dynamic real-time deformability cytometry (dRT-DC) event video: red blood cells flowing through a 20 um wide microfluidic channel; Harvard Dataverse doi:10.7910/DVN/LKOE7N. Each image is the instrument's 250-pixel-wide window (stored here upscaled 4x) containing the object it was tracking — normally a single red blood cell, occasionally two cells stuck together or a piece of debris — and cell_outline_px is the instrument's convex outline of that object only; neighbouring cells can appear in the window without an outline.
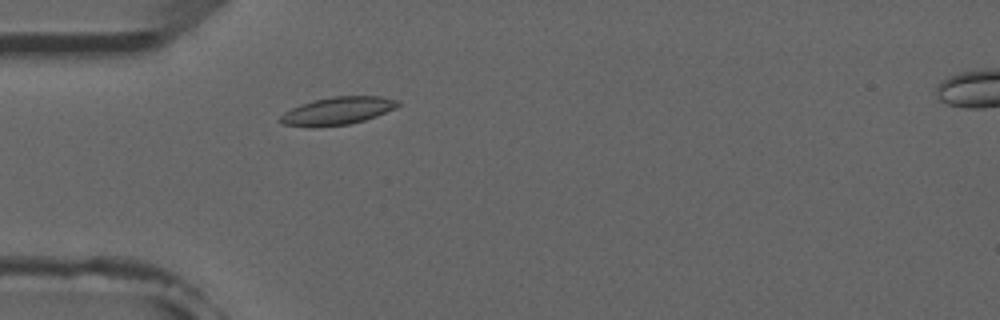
{"species": "common noctule bat (a hibernating species)", "species_latin": "Nyctalus noctula", "temperature_condition": "room temperature", "stored_images_in_passage": 42, "camera_frame_rate_fps": 3000, "um_per_image_px": 0.085, "animal": {"sex": "male", "forearm_length_mm": 52.5}, "frame": {"image": 1, "passage_image": 5, "time_ms": 1.333, "image_size_px": [1000, 320], "cell_outline_px": [[400, 104], [396, 108], [376, 116], [364, 120], [348, 124], [316, 128], [308, 128], [280, 124], [276, 120], [284, 112], [300, 104], [312, 100], [332, 96], [380, 96], [400, 100]], "centroid_in_image_um": [28.63, 9.44], "position_along_channel_um": 56.4, "area_um2": 19.48}}
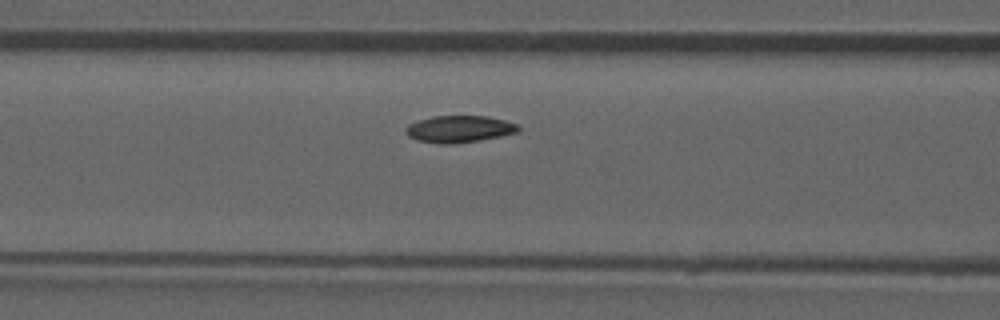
{"frame": {"image": 2, "passage_image": 11, "time_ms": 3.333, "image_size_px": [1000, 320], "cell_outline_px": [[520, 132], [480, 140], [452, 144], [440, 144], [416, 140], [408, 136], [404, 132], [404, 128], [408, 124], [416, 120], [432, 116], [488, 116], [504, 120], [516, 124], [520, 128]], "centroid_in_image_um": [38.99, 10.97], "position_along_channel_um": 127.6, "area_um2": 17.86}}
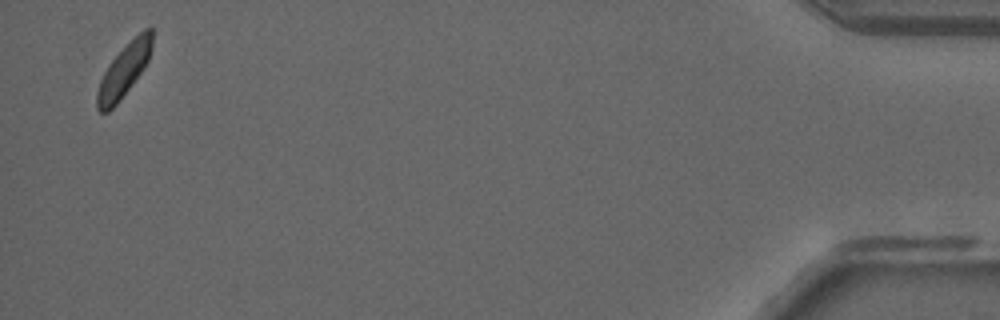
{"frame": {"image": 3, "passage_image": 41, "time_ms": 13.333, "image_size_px": [1000, 320], "cell_outline_px": [[152, 48], [148, 60], [140, 72], [116, 104], [108, 112], [100, 112], [96, 108], [96, 92], [100, 80], [108, 64], [144, 28], [152, 28]], "centroid_in_image_um": [10.5, 6.01], "position_along_channel_um": 424.7, "area_um2": 16.3}, "authors_computed_cell_mechanics": {"area_um2": 17.5712, "velocity_mm_per_s": 3.8489, "shape_relaxation_time_tau1_ms": 1.9311, "shape_relaxation_time_tau2_ms": null, "deformation_change_tau1": 0.0801, "deformation_change_tau2": null}}